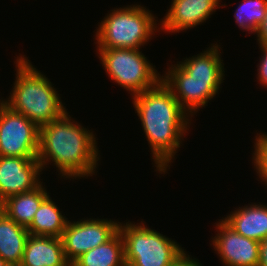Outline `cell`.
<instances>
[{
  "instance_id": "cell-1",
  "label": "cell",
  "mask_w": 267,
  "mask_h": 266,
  "mask_svg": "<svg viewBox=\"0 0 267 266\" xmlns=\"http://www.w3.org/2000/svg\"><path fill=\"white\" fill-rule=\"evenodd\" d=\"M131 99L151 149L156 171L165 174L189 131L192 118L163 81Z\"/></svg>"
},
{
  "instance_id": "cell-2",
  "label": "cell",
  "mask_w": 267,
  "mask_h": 266,
  "mask_svg": "<svg viewBox=\"0 0 267 266\" xmlns=\"http://www.w3.org/2000/svg\"><path fill=\"white\" fill-rule=\"evenodd\" d=\"M71 118L66 111L58 119L40 126L37 160L42 170L52 163L63 179L88 178L96 173L100 160L96 136Z\"/></svg>"
},
{
  "instance_id": "cell-3",
  "label": "cell",
  "mask_w": 267,
  "mask_h": 266,
  "mask_svg": "<svg viewBox=\"0 0 267 266\" xmlns=\"http://www.w3.org/2000/svg\"><path fill=\"white\" fill-rule=\"evenodd\" d=\"M219 46L217 42L211 44L197 56L170 65L162 75L163 83L191 117L200 107L208 106L223 83L225 69Z\"/></svg>"
},
{
  "instance_id": "cell-4",
  "label": "cell",
  "mask_w": 267,
  "mask_h": 266,
  "mask_svg": "<svg viewBox=\"0 0 267 266\" xmlns=\"http://www.w3.org/2000/svg\"><path fill=\"white\" fill-rule=\"evenodd\" d=\"M15 62L16 79L13 89L8 100L1 101L39 127L61 117L67 109L54 84L25 55L20 54Z\"/></svg>"
},
{
  "instance_id": "cell-5",
  "label": "cell",
  "mask_w": 267,
  "mask_h": 266,
  "mask_svg": "<svg viewBox=\"0 0 267 266\" xmlns=\"http://www.w3.org/2000/svg\"><path fill=\"white\" fill-rule=\"evenodd\" d=\"M110 11L96 28L97 48L142 49L160 31L158 17L146 6L127 5Z\"/></svg>"
},
{
  "instance_id": "cell-6",
  "label": "cell",
  "mask_w": 267,
  "mask_h": 266,
  "mask_svg": "<svg viewBox=\"0 0 267 266\" xmlns=\"http://www.w3.org/2000/svg\"><path fill=\"white\" fill-rule=\"evenodd\" d=\"M119 224L126 266H170L183 252L181 245L140 223Z\"/></svg>"
},
{
  "instance_id": "cell-7",
  "label": "cell",
  "mask_w": 267,
  "mask_h": 266,
  "mask_svg": "<svg viewBox=\"0 0 267 266\" xmlns=\"http://www.w3.org/2000/svg\"><path fill=\"white\" fill-rule=\"evenodd\" d=\"M106 74L132 97L154 88L162 81L156 66L145 57L140 49L96 48Z\"/></svg>"
},
{
  "instance_id": "cell-8",
  "label": "cell",
  "mask_w": 267,
  "mask_h": 266,
  "mask_svg": "<svg viewBox=\"0 0 267 266\" xmlns=\"http://www.w3.org/2000/svg\"><path fill=\"white\" fill-rule=\"evenodd\" d=\"M40 127L0 99V156L37 157Z\"/></svg>"
},
{
  "instance_id": "cell-9",
  "label": "cell",
  "mask_w": 267,
  "mask_h": 266,
  "mask_svg": "<svg viewBox=\"0 0 267 266\" xmlns=\"http://www.w3.org/2000/svg\"><path fill=\"white\" fill-rule=\"evenodd\" d=\"M119 224L107 218L69 220L61 237L66 260L72 264L85 252L106 243L119 231Z\"/></svg>"
},
{
  "instance_id": "cell-10",
  "label": "cell",
  "mask_w": 267,
  "mask_h": 266,
  "mask_svg": "<svg viewBox=\"0 0 267 266\" xmlns=\"http://www.w3.org/2000/svg\"><path fill=\"white\" fill-rule=\"evenodd\" d=\"M215 226L217 234L212 238L210 245H213L223 265L258 266L259 241L238 234L222 219L217 221Z\"/></svg>"
},
{
  "instance_id": "cell-11",
  "label": "cell",
  "mask_w": 267,
  "mask_h": 266,
  "mask_svg": "<svg viewBox=\"0 0 267 266\" xmlns=\"http://www.w3.org/2000/svg\"><path fill=\"white\" fill-rule=\"evenodd\" d=\"M40 174L37 157L0 156V201L37 188L43 183Z\"/></svg>"
},
{
  "instance_id": "cell-12",
  "label": "cell",
  "mask_w": 267,
  "mask_h": 266,
  "mask_svg": "<svg viewBox=\"0 0 267 266\" xmlns=\"http://www.w3.org/2000/svg\"><path fill=\"white\" fill-rule=\"evenodd\" d=\"M221 0H172L165 17L160 21V31L179 33L190 30L208 20L220 6Z\"/></svg>"
},
{
  "instance_id": "cell-13",
  "label": "cell",
  "mask_w": 267,
  "mask_h": 266,
  "mask_svg": "<svg viewBox=\"0 0 267 266\" xmlns=\"http://www.w3.org/2000/svg\"><path fill=\"white\" fill-rule=\"evenodd\" d=\"M20 266H71L61 238L29 235Z\"/></svg>"
},
{
  "instance_id": "cell-14",
  "label": "cell",
  "mask_w": 267,
  "mask_h": 266,
  "mask_svg": "<svg viewBox=\"0 0 267 266\" xmlns=\"http://www.w3.org/2000/svg\"><path fill=\"white\" fill-rule=\"evenodd\" d=\"M231 211L222 220L238 234L262 241L267 238V204L244 205Z\"/></svg>"
},
{
  "instance_id": "cell-15",
  "label": "cell",
  "mask_w": 267,
  "mask_h": 266,
  "mask_svg": "<svg viewBox=\"0 0 267 266\" xmlns=\"http://www.w3.org/2000/svg\"><path fill=\"white\" fill-rule=\"evenodd\" d=\"M29 232L4 212L0 214V257L9 266H20Z\"/></svg>"
},
{
  "instance_id": "cell-16",
  "label": "cell",
  "mask_w": 267,
  "mask_h": 266,
  "mask_svg": "<svg viewBox=\"0 0 267 266\" xmlns=\"http://www.w3.org/2000/svg\"><path fill=\"white\" fill-rule=\"evenodd\" d=\"M49 196L41 183L34 190L11 196L4 200L3 212L17 224L28 227L41 203Z\"/></svg>"
},
{
  "instance_id": "cell-17",
  "label": "cell",
  "mask_w": 267,
  "mask_h": 266,
  "mask_svg": "<svg viewBox=\"0 0 267 266\" xmlns=\"http://www.w3.org/2000/svg\"><path fill=\"white\" fill-rule=\"evenodd\" d=\"M59 209L49 195L41 203L31 224L27 227L29 235L61 238L69 220Z\"/></svg>"
},
{
  "instance_id": "cell-18",
  "label": "cell",
  "mask_w": 267,
  "mask_h": 266,
  "mask_svg": "<svg viewBox=\"0 0 267 266\" xmlns=\"http://www.w3.org/2000/svg\"><path fill=\"white\" fill-rule=\"evenodd\" d=\"M71 266H126L121 233L118 231L106 243L85 252Z\"/></svg>"
},
{
  "instance_id": "cell-19",
  "label": "cell",
  "mask_w": 267,
  "mask_h": 266,
  "mask_svg": "<svg viewBox=\"0 0 267 266\" xmlns=\"http://www.w3.org/2000/svg\"><path fill=\"white\" fill-rule=\"evenodd\" d=\"M267 10V0H244L234 13V20L241 30L255 33Z\"/></svg>"
},
{
  "instance_id": "cell-20",
  "label": "cell",
  "mask_w": 267,
  "mask_h": 266,
  "mask_svg": "<svg viewBox=\"0 0 267 266\" xmlns=\"http://www.w3.org/2000/svg\"><path fill=\"white\" fill-rule=\"evenodd\" d=\"M264 133H257L255 137L252 161L254 162V170H256L257 176L267 187V133Z\"/></svg>"
},
{
  "instance_id": "cell-21",
  "label": "cell",
  "mask_w": 267,
  "mask_h": 266,
  "mask_svg": "<svg viewBox=\"0 0 267 266\" xmlns=\"http://www.w3.org/2000/svg\"><path fill=\"white\" fill-rule=\"evenodd\" d=\"M261 48V58L257 65V80L263 87H267V45H259Z\"/></svg>"
},
{
  "instance_id": "cell-22",
  "label": "cell",
  "mask_w": 267,
  "mask_h": 266,
  "mask_svg": "<svg viewBox=\"0 0 267 266\" xmlns=\"http://www.w3.org/2000/svg\"><path fill=\"white\" fill-rule=\"evenodd\" d=\"M198 259H192V256L188 255L186 251H184L170 266H203Z\"/></svg>"
},
{
  "instance_id": "cell-23",
  "label": "cell",
  "mask_w": 267,
  "mask_h": 266,
  "mask_svg": "<svg viewBox=\"0 0 267 266\" xmlns=\"http://www.w3.org/2000/svg\"><path fill=\"white\" fill-rule=\"evenodd\" d=\"M254 34H256L255 36L257 37L258 45H267V10L263 21L256 29Z\"/></svg>"
},
{
  "instance_id": "cell-24",
  "label": "cell",
  "mask_w": 267,
  "mask_h": 266,
  "mask_svg": "<svg viewBox=\"0 0 267 266\" xmlns=\"http://www.w3.org/2000/svg\"><path fill=\"white\" fill-rule=\"evenodd\" d=\"M258 266H267V238L260 241Z\"/></svg>"
},
{
  "instance_id": "cell-25",
  "label": "cell",
  "mask_w": 267,
  "mask_h": 266,
  "mask_svg": "<svg viewBox=\"0 0 267 266\" xmlns=\"http://www.w3.org/2000/svg\"><path fill=\"white\" fill-rule=\"evenodd\" d=\"M0 266H9V265L0 257Z\"/></svg>"
},
{
  "instance_id": "cell-26",
  "label": "cell",
  "mask_w": 267,
  "mask_h": 266,
  "mask_svg": "<svg viewBox=\"0 0 267 266\" xmlns=\"http://www.w3.org/2000/svg\"><path fill=\"white\" fill-rule=\"evenodd\" d=\"M3 212V203L0 201V214Z\"/></svg>"
}]
</instances>
